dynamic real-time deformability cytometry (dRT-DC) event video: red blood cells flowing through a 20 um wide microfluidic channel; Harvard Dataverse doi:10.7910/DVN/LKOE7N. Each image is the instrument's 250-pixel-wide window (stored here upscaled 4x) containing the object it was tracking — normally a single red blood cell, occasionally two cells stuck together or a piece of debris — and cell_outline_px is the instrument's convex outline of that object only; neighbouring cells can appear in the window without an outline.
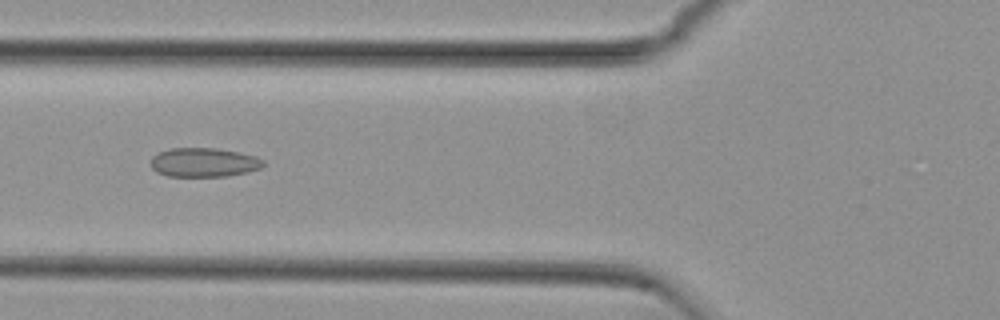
{"species": "common noctule bat (a hibernating species)", "species_latin": "Nyctalus noctula", "temperature_condition": "cold", "stored_images_in_passage": 51, "camera_frame_rate_fps": 3000, "um_per_image_px": 0.085, "animal": {"sex": "female", "body_mass_g": 29.2, "forearm_length_mm": 56.3}, "frame": {"image": 1, "passage_image": 17, "time_ms": 5.333, "image_size_px": [1000, 320], "cell_outline_px": [[264, 164], [260, 168], [248, 172], [228, 176], [168, 176], [156, 172], [148, 164], [152, 156], [160, 152], [172, 148], [216, 148], [240, 152], [256, 156], [264, 160]], "centroid_in_image_um": [17.31, 13.8], "position_along_channel_um": 108.5, "area_um2": 19.25}}
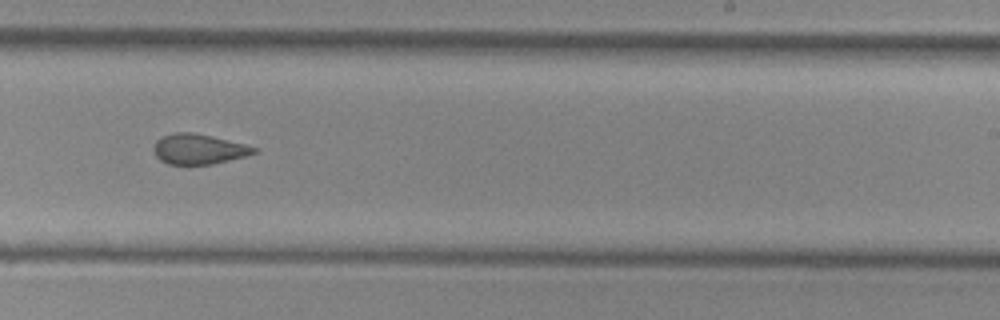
{"frame": {"image": 2, "passage_image": 30, "time_ms": 9.667, "image_size_px": [1000, 320], "cell_outline_px": [[256, 152], [248, 156], [212, 164], [168, 164], [160, 160], [156, 156], [152, 148], [156, 140], [160, 136], [176, 132], [192, 132], [212, 136], [244, 144], [256, 148]], "centroid_in_image_um": [16.85, 12.67], "position_along_channel_um": 272.2, "area_um2": 17.69}}
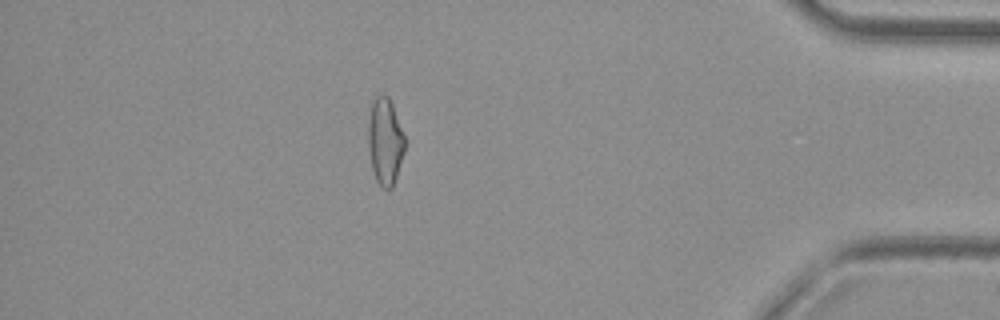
{"frame": {"image": 3, "passage_image": 44, "time_ms": 14.333, "image_size_px": [1000, 320], "cell_outline_px": [[404, 152], [392, 188], [388, 192], [380, 188], [376, 180], [372, 168], [368, 148], [368, 124], [372, 100], [376, 96], [388, 96], [392, 104], [404, 136]], "centroid_in_image_um": [32.71, 12.07], "position_along_channel_um": 402.5, "area_um2": 18.44}, "authors_computed_cell_mechanics": {"area_um2": 19.1318, "velocity_mm_per_s": 3.7718, "shape_relaxation_time_tau1_ms": null, "shape_relaxation_time_tau2_ms": 2.0347, "deformation_change_tau1": null, "deformation_change_tau2": 0.0861}}